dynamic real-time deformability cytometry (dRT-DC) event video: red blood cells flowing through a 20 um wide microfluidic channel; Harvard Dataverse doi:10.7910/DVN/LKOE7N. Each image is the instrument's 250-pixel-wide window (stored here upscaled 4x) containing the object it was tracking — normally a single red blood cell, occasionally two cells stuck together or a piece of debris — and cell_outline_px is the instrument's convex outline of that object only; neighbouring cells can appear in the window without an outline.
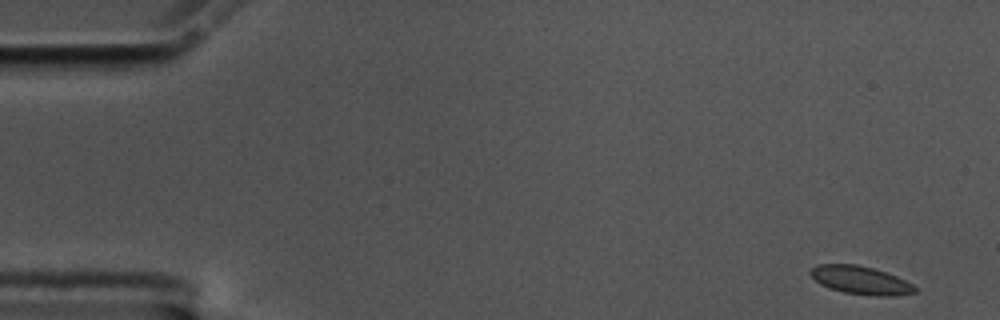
{"species": "common noctule bat (a hibernating species)", "species_latin": "Nyctalus noctula", "temperature_condition": "cold", "stored_images_in_passage": 55, "camera_frame_rate_fps": 3000, "um_per_image_px": 0.085, "animal": {"sex": "male", "body_mass_g": 17.5, "forearm_length_mm": 52.3}, "frame": {"image": 1, "passage_image": 1, "time_ms": 0.0, "image_size_px": [1000, 320], "cell_outline_px": [[916, 292], [896, 296], [876, 296], [844, 292], [820, 284], [808, 272], [816, 264], [856, 264], [872, 268], [896, 276], [912, 284], [916, 288]], "centroid_in_image_um": [73.15, 23.81], "position_along_channel_um": 11.9, "area_um2": 16.94}}
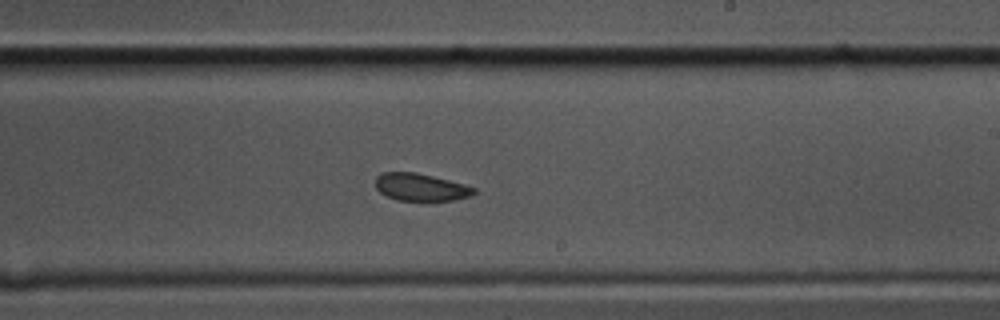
{"frame": {"image": 2, "passage_image": 32, "time_ms": 10.333, "image_size_px": [1000, 320], "cell_outline_px": [[476, 192], [472, 196], [456, 200], [396, 200], [380, 192], [376, 188], [376, 176], [384, 172], [416, 172], [464, 184], [476, 188]], "centroid_in_image_um": [35.78, 15.91], "position_along_channel_um": 253.2, "area_um2": 15.66}}
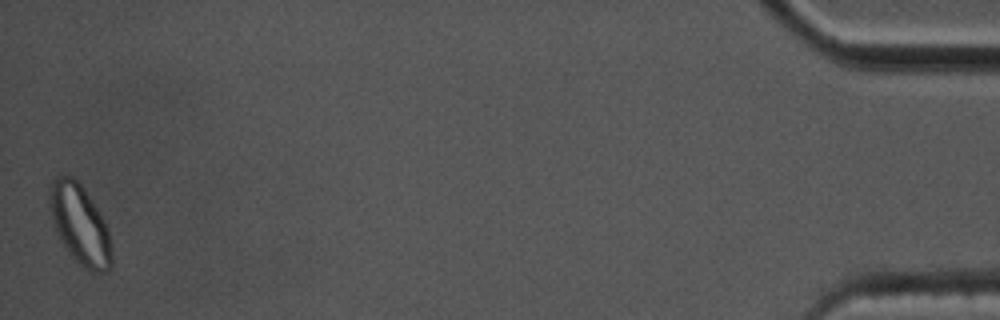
{"frame": {"image": 3, "passage_image": 55, "time_ms": 18.0, "image_size_px": [1000, 320], "cell_outline_px": [[112, 268], [104, 272], [92, 272], [84, 268], [68, 252], [56, 232], [48, 208], [48, 192], [52, 180], [56, 176], [72, 176], [80, 184], [100, 212], [108, 228], [112, 252]], "centroid_in_image_um": [6.78, 19.09], "position_along_channel_um": 428.4, "area_um2": 29.02}, "authors_computed_cell_mechanics": {"area_um2": 17.1666, "velocity_mm_per_s": 3.5024, "shape_relaxation_time_tau1_ms": 1.9819, "shape_relaxation_time_tau2_ms": 0.723, "deformation_change_tau1": 0.0613, "deformation_change_tau2": 0.041}}